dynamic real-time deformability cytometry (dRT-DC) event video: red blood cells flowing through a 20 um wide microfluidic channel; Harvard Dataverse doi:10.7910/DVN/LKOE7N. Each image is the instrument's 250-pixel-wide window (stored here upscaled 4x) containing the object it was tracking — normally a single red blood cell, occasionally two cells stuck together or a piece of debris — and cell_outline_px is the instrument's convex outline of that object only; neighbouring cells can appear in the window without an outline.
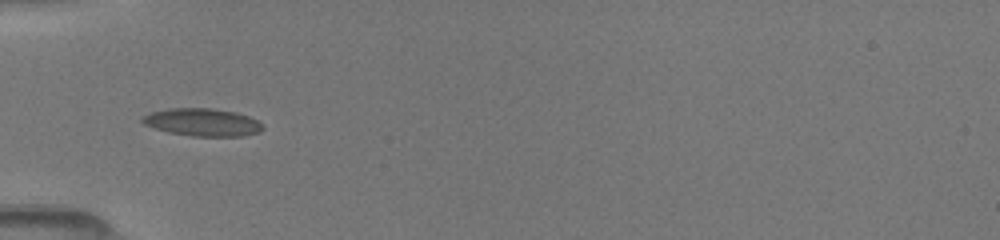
{"species": "common noctule bat (a hibernating species)", "species_latin": "Nyctalus noctula", "temperature_condition": "room temperature", "stored_images_in_passage": 10, "camera_frame_rate_fps": 3000, "um_per_image_px": 0.085, "animal": {"sex": "female", "body_mass_g": 19.5, "forearm_length_mm": 54.1}, "frame": {"image": 1, "passage_image": 9, "time_ms": 5.333, "image_size_px": [1000, 240], "cell_outline_px": [[264, 128], [260, 132], [244, 136], [192, 136], [168, 132], [144, 124], [140, 120], [144, 116], [152, 112], [168, 108], [212, 108], [236, 112], [248, 116], [256, 120]], "centroid_in_image_um": [17.22, 10.39], "position_along_channel_um": 67.8, "area_um2": 19.31}}